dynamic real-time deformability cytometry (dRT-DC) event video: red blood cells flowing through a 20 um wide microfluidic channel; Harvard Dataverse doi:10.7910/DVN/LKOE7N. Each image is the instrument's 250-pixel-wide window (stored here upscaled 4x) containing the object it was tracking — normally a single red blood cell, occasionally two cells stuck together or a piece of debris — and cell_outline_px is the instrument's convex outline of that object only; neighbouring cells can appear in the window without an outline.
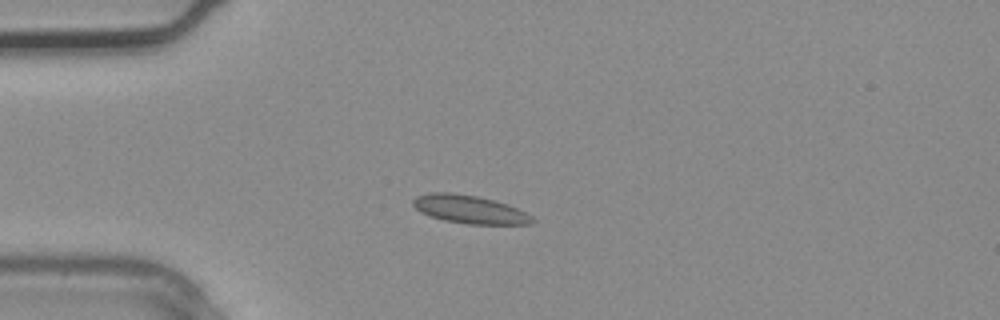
{"species": "common noctule bat (a hibernating species)", "species_latin": "Nyctalus noctula", "temperature_condition": "warm", "stored_images_in_passage": 1, "camera_frame_rate_fps": 3000, "um_per_image_px": 0.085, "animal": {"sex": "male", "body_mass_g": 20.4}, "frame": {"image": 1, "passage_image": 1, "time_ms": 0.0, "image_size_px": [1000, 320], "cell_outline_px": [[536, 220], [532, 224], [468, 224], [444, 220], [428, 216], [420, 212], [412, 204], [412, 200], [416, 196], [428, 192], [452, 192], [476, 196], [508, 204], [532, 216]], "centroid_in_image_um": [39.88, 17.79], "position_along_channel_um": 45.1, "area_um2": 19.65}}